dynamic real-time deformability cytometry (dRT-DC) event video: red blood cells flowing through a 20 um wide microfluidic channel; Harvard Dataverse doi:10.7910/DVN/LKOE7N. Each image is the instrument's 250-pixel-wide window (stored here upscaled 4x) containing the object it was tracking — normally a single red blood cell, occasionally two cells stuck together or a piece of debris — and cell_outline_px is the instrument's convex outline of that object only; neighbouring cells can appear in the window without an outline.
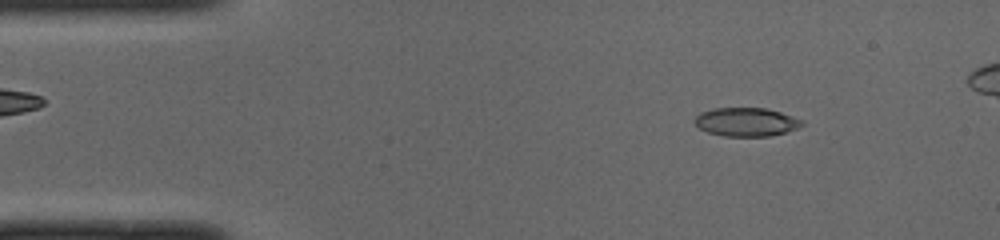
{"species": "common noctule bat (a hibernating species)", "species_latin": "Nyctalus noctula", "temperature_condition": "cold", "stored_images_in_passage": 47, "camera_frame_rate_fps": 3000, "um_per_image_px": 0.085, "animal": {"sex": "male", "body_mass_g": 19.0, "forearm_length_mm": 50.8}, "frame": {"image": 1, "passage_image": 6, "time_ms": 1.667, "image_size_px": [1000, 240], "cell_outline_px": [[804, 124], [796, 128], [784, 132], [768, 136], [724, 136], [708, 132], [700, 128], [692, 120], [700, 112], [712, 108], [768, 108], [792, 116], [800, 120]], "centroid_in_image_um": [63.38, 10.35], "position_along_channel_um": 21.6, "area_um2": 17.74}}
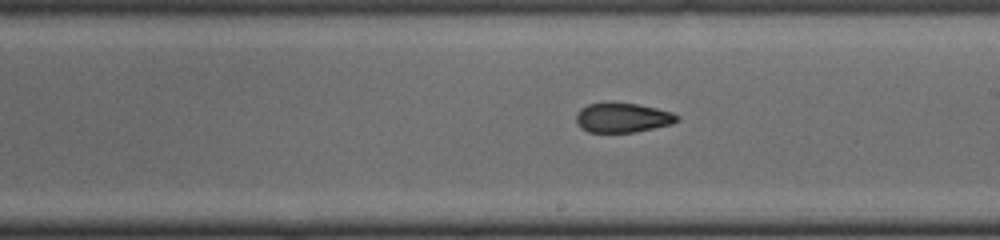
{"frame": {"image": 2, "passage_image": 27, "time_ms": 8.667, "image_size_px": [1000, 240], "cell_outline_px": [[680, 120], [672, 124], [632, 132], [588, 132], [580, 128], [576, 120], [576, 112], [580, 108], [588, 104], [636, 104], [656, 108], [672, 112], [680, 116]], "centroid_in_image_um": [52.92, 10.02], "position_along_channel_um": 236.1, "area_um2": 17.11}}
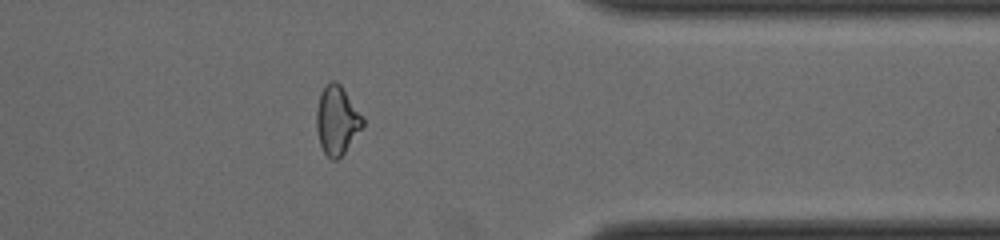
{"frame": {"image": 3, "passage_image": 39, "time_ms": 12.667, "image_size_px": [1000, 240], "cell_outline_px": [[364, 124], [344, 152], [336, 160], [332, 160], [324, 152], [320, 144], [316, 128], [316, 108], [320, 92], [328, 80], [336, 80], [340, 84], [364, 116]], "centroid_in_image_um": [28.62, 10.17], "position_along_channel_um": 382.8, "area_um2": 18.61}, "authors_computed_cell_mechanics": {"area_um2": 18.1492, "velocity_mm_per_s": 4.0403, "shape_relaxation_time_tau1_ms": null, "shape_relaxation_time_tau2_ms": 2.005, "deformation_change_tau1": null, "deformation_change_tau2": 0.0818}}